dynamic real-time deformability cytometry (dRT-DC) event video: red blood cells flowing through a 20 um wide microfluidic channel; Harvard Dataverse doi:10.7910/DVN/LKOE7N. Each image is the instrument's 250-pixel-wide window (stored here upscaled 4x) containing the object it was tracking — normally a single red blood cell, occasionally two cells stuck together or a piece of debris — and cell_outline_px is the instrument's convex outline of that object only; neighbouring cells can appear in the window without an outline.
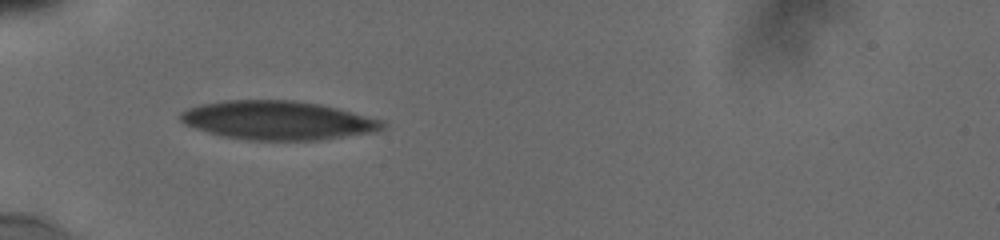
{"species": "human", "species_latin": "Homo sapiens", "temperature_condition": "cold", "stored_images_in_passage": 12, "camera_frame_rate_fps": 3000, "um_per_image_px": 0.085, "donor": {"sex": "male"}, "frame": {"image": 1, "passage_image": 3, "time_ms": 0.667, "image_size_px": [1000, 240], "cell_outline_px": [[388, 124], [384, 128], [376, 132], [316, 140], [252, 140], [224, 136], [208, 132], [184, 124], [180, 120], [180, 112], [188, 108], [200, 104], [228, 100], [292, 100], [320, 104], [384, 120]], "centroid_in_image_um": [23.63, 10.22], "position_along_channel_um": 61.4, "area_um2": 45.6}}
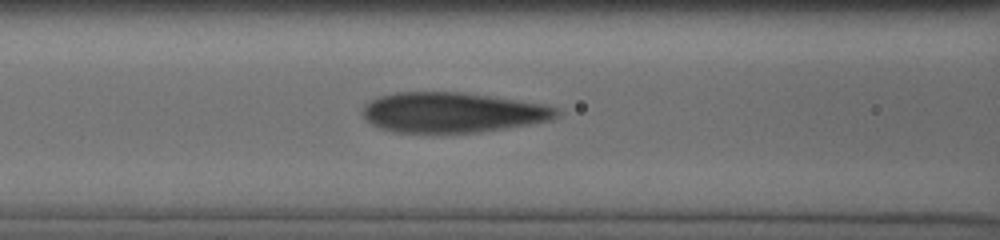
{"frame": {"image": 2, "passage_image": 9, "time_ms": 2.667, "image_size_px": [1000, 240], "cell_outline_px": [[560, 112], [552, 120], [480, 132], [392, 132], [380, 128], [372, 124], [364, 116], [364, 108], [372, 100], [380, 96], [400, 92], [460, 92], [488, 96], [540, 104], [556, 108]], "centroid_in_image_um": [38.44, 9.56], "position_along_channel_um": 128.2, "area_um2": 44.51}}
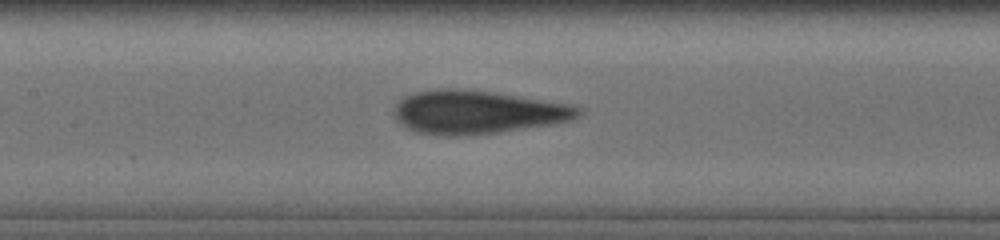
{"frame": {"image": 3, "passage_image": 12, "time_ms": 3.667, "image_size_px": [1000, 240], "cell_outline_px": [[584, 112], [576, 120], [500, 132], [472, 136], [444, 136], [416, 132], [408, 128], [396, 120], [396, 104], [404, 96], [416, 92], [444, 88], [452, 88], [492, 92], [572, 104], [584, 108]], "centroid_in_image_um": [40.64, 9.55], "position_along_channel_um": 166.8, "area_um2": 46.82}}